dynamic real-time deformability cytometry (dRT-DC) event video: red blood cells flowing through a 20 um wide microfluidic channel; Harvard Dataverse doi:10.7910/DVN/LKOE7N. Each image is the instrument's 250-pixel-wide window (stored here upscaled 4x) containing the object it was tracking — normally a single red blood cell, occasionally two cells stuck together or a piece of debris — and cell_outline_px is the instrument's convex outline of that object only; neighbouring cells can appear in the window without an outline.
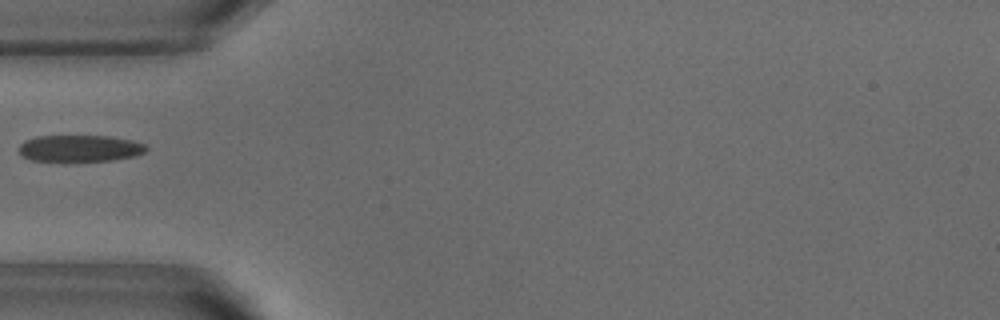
{"species": "common noctule bat (a hibernating species)", "species_latin": "Nyctalus noctula", "temperature_condition": "warm", "stored_images_in_passage": 5, "camera_frame_rate_fps": 3000, "um_per_image_px": 0.085, "animal": {"sex": "male", "body_mass_g": 18.8}, "frame": {"image": 1, "passage_image": 1, "time_ms": 0.0, "image_size_px": [1000, 320], "cell_outline_px": [[148, 148], [144, 152], [136, 156], [112, 160], [64, 164], [32, 160], [24, 156], [20, 152], [20, 144], [24, 140], [36, 136], [108, 136], [132, 140], [144, 144]], "centroid_in_image_um": [6.76, 12.65], "position_along_channel_um": 78.2, "area_um2": 20.58}}